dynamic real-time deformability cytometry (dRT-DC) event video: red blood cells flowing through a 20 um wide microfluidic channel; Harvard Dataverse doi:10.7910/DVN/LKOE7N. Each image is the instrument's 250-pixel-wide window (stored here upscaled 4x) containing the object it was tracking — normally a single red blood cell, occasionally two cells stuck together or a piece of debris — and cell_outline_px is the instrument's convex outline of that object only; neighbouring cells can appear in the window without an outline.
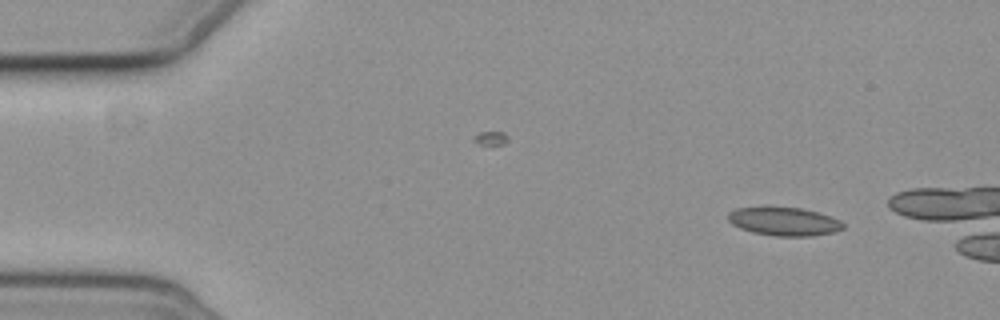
{"species": "common noctule bat (a hibernating species)", "species_latin": "Nyctalus noctula", "temperature_condition": "cold", "stored_images_in_passage": 4, "camera_frame_rate_fps": 3000, "um_per_image_px": 0.085, "animal": {"sex": "female", "body_mass_g": 19.3, "forearm_length_mm": 54.1}, "frame": {"image": 1, "passage_image": 1, "time_ms": 0.0, "image_size_px": [1000, 320], "cell_outline_px": [[844, 228], [832, 232], [812, 236], [776, 236], [752, 232], [740, 228], [732, 224], [728, 220], [728, 212], [736, 208], [764, 204], [768, 204], [804, 208], [840, 220], [844, 224]], "centroid_in_image_um": [66.57, 18.77], "position_along_channel_um": 18.4, "area_um2": 19.77}}